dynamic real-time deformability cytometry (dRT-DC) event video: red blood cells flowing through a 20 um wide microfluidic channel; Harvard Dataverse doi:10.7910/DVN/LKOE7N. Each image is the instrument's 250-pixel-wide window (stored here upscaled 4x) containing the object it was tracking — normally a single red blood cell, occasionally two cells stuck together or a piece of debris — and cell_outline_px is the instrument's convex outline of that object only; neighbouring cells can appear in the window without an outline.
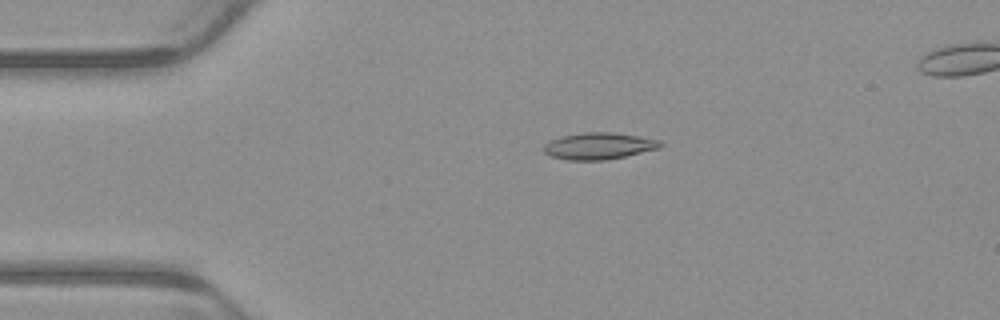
{"species": "common noctule bat (a hibernating species)", "species_latin": "Nyctalus noctula", "temperature_condition": "warm", "stored_images_in_passage": 5, "camera_frame_rate_fps": 3000, "um_per_image_px": 0.085, "animal": {"sex": "male", "body_mass_g": 23.1, "forearm_length_mm": 52.7}, "frame": {"image": 1, "passage_image": 3, "time_ms": 0.667, "image_size_px": [1000, 320], "cell_outline_px": [[664, 144], [660, 148], [624, 156], [604, 160], [568, 160], [552, 156], [544, 152], [540, 148], [544, 144], [560, 136], [584, 132], [608, 132], [636, 136], [660, 140]], "centroid_in_image_um": [50.87, 12.41], "position_along_channel_um": 34.1, "area_um2": 18.03}}